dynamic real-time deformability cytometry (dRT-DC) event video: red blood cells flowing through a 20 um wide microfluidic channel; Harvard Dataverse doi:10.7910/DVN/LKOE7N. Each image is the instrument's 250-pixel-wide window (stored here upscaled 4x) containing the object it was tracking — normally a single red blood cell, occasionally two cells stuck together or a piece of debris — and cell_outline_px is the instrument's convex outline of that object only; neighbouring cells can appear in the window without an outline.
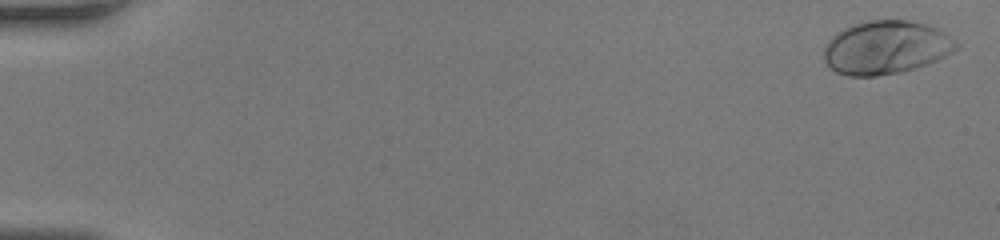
{"species": "human", "species_latin": "Homo sapiens", "temperature_condition": "room temperature", "stored_images_in_passage": 40, "camera_frame_rate_fps": 3000, "um_per_image_px": 0.085, "donor": {"sex": "female"}, "frame": {"image": 1, "passage_image": 2, "time_ms": 0.333, "image_size_px": [1000, 240], "cell_outline_px": [[960, 44], [952, 52], [936, 60], [900, 72], [876, 76], [848, 76], [836, 72], [828, 68], [824, 60], [824, 48], [828, 40], [832, 36], [844, 28], [852, 24], [868, 20], [916, 20], [936, 28], [956, 40]], "centroid_in_image_um": [75.27, 4.02], "position_along_channel_um": 9.7, "area_um2": 41.21}}
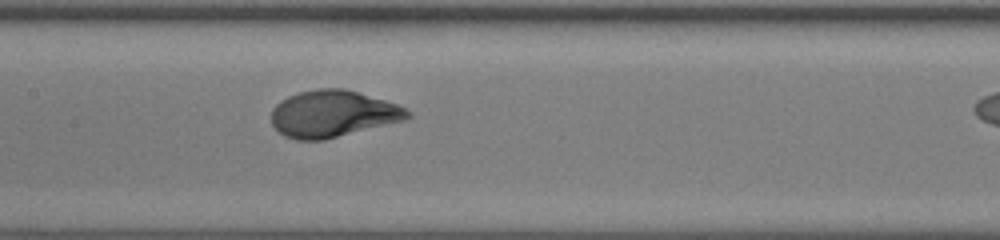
{"frame": {"image": 2, "passage_image": 25, "time_ms": 8.0, "image_size_px": [1000, 240], "cell_outline_px": [[412, 116], [408, 120], [324, 140], [296, 140], [284, 136], [272, 124], [272, 108], [280, 100], [288, 96], [300, 92], [320, 88], [344, 88], [384, 100], [396, 104], [412, 112]], "centroid_in_image_um": [28.32, 9.68], "position_along_channel_um": 179.1, "area_um2": 37.28}}
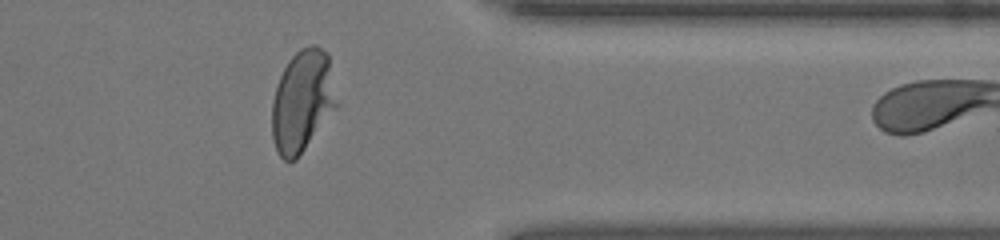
{"frame": {"image": 3, "passage_image": 39, "time_ms": 12.667, "image_size_px": [1000, 240], "cell_outline_px": [[336, 104], [296, 160], [284, 160], [276, 152], [272, 136], [272, 100], [276, 84], [288, 60], [300, 48], [308, 44], [316, 44], [328, 52]], "centroid_in_image_um": [25.64, 8.54], "position_along_channel_um": 385.8, "area_um2": 37.74}}